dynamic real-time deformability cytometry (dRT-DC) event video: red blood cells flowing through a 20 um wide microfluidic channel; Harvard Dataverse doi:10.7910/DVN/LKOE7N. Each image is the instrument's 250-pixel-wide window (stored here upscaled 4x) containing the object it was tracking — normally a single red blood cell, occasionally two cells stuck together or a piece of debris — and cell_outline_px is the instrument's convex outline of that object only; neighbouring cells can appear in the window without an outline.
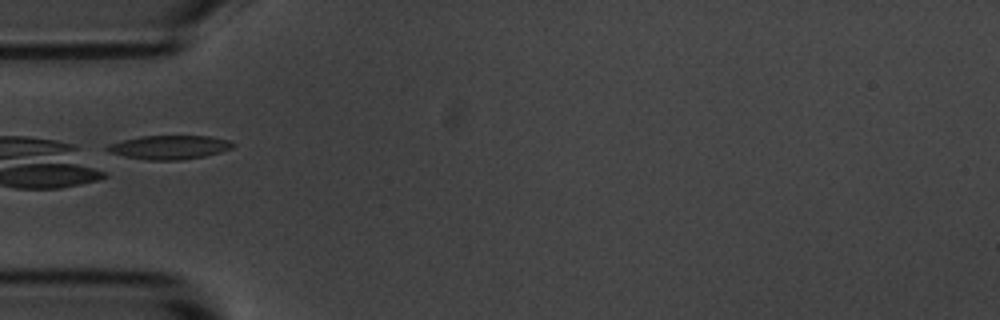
{"species": "common noctule bat (a hibernating species)", "species_latin": "Nyctalus noctula", "temperature_condition": "room temperature", "stored_images_in_passage": 5, "camera_frame_rate_fps": 3000, "um_per_image_px": 0.085, "animal": {"sex": "male", "body_mass_g": 20.1, "forearm_length_mm": 53.5}, "frame": {"image": 1, "passage_image": 4, "time_ms": 3.333, "image_size_px": [1000, 320], "cell_outline_px": [[236, 144], [232, 148], [220, 152], [204, 156], [180, 160], [148, 160], [124, 156], [108, 152], [104, 148], [108, 144], [140, 136], [212, 136], [232, 140]], "centroid_in_image_um": [14.43, 12.51], "position_along_channel_um": 70.6, "area_um2": 17.57}}